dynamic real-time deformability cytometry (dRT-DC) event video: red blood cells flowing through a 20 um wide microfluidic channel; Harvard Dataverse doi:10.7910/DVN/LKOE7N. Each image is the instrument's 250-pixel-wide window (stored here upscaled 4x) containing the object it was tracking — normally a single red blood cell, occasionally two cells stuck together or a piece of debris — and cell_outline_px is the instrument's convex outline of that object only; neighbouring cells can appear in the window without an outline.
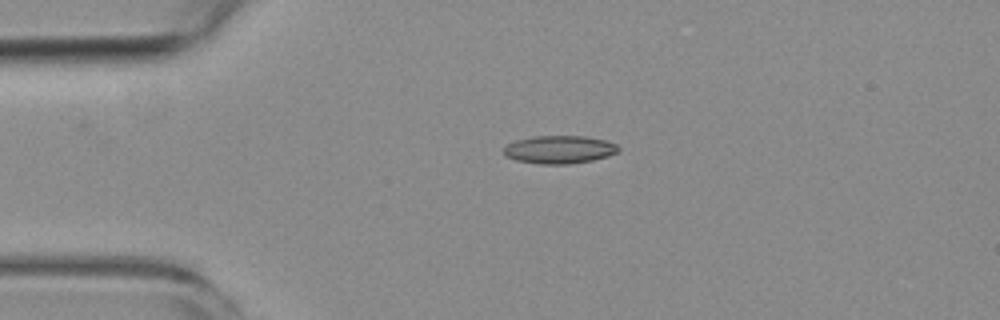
{"species": "common noctule bat (a hibernating species)", "species_latin": "Nyctalus noctula", "temperature_condition": "room temperature", "stored_images_in_passage": 3, "camera_frame_rate_fps": 3000, "um_per_image_px": 0.085, "animal": {"sex": "female", "body_mass_g": 19.3, "forearm_length_mm": 54.1}, "frame": {"image": 1, "passage_image": 1, "time_ms": 0.0, "image_size_px": [1000, 320], "cell_outline_px": [[620, 148], [616, 152], [608, 156], [592, 160], [568, 164], [540, 164], [516, 160], [504, 156], [504, 148], [508, 144], [516, 140], [532, 136], [584, 136], [604, 140], [616, 144]], "centroid_in_image_um": [47.52, 12.71], "position_along_channel_um": 37.5, "area_um2": 18.61}}